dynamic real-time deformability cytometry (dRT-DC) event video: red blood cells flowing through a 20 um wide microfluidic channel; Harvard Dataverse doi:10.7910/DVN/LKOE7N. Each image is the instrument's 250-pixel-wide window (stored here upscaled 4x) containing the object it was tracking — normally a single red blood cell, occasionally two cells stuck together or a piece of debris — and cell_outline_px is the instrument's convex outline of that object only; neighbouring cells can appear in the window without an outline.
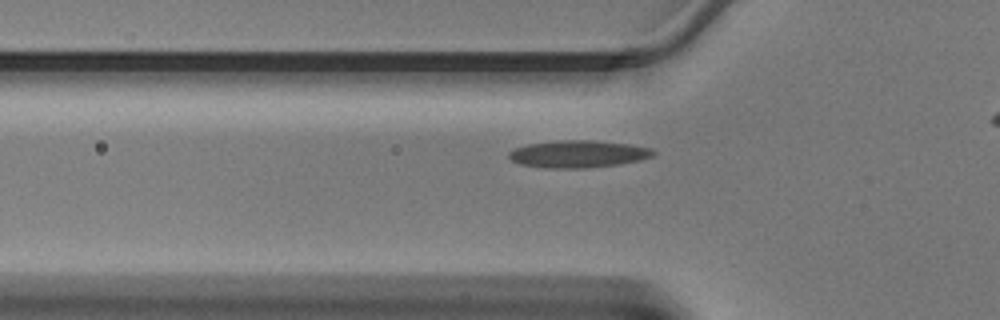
{"species": "Egyptian fruit bat (a non-hibernating species)", "species_latin": "Rousettus aegyptiacus", "temperature_condition": "warm", "stored_images_in_passage": 33, "camera_frame_rate_fps": 3000, "um_per_image_px": 0.085, "animal": {"sex": "male"}, "frame": {"image": 1, "passage_image": 10, "time_ms": 3.0, "image_size_px": [1000, 320], "cell_outline_px": [[656, 152], [652, 156], [640, 160], [620, 164], [584, 168], [552, 168], [520, 164], [512, 160], [508, 156], [508, 152], [516, 148], [528, 144], [560, 140], [592, 140], [628, 144], [652, 148]], "centroid_in_image_um": [49.17, 13.08], "position_along_channel_um": 76.6, "area_um2": 22.77}}
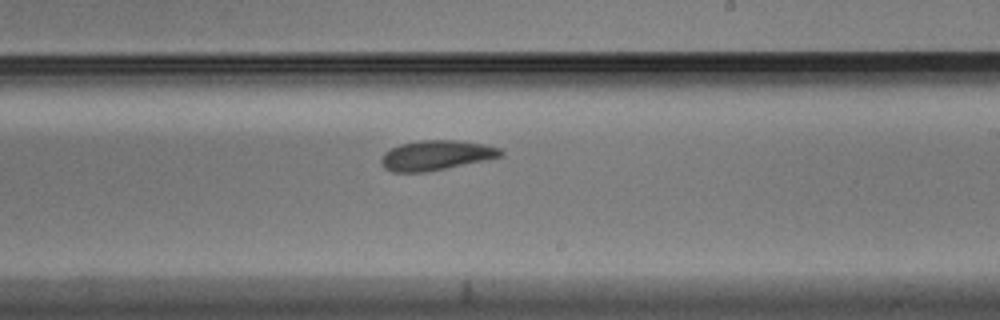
{"frame": {"image": 2, "passage_image": 22, "time_ms": 7.0, "image_size_px": [1000, 320], "cell_outline_px": [[504, 156], [424, 172], [392, 172], [384, 168], [380, 160], [384, 152], [400, 144], [420, 140], [456, 140], [484, 144], [500, 148], [504, 152]], "centroid_in_image_um": [37.06, 13.19], "position_along_channel_um": 251.9, "area_um2": 20.63}}
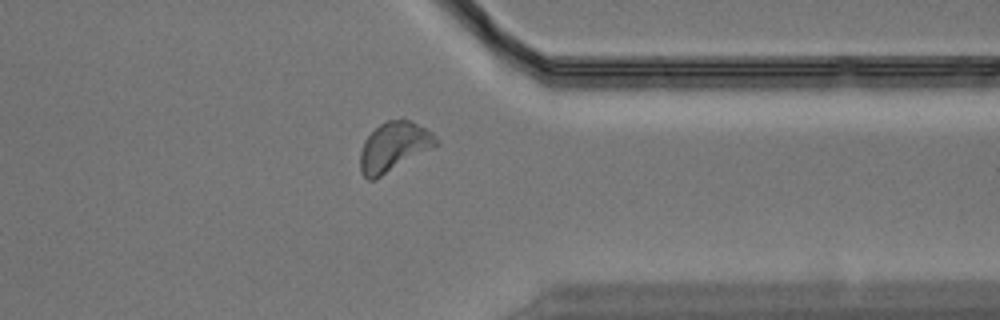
{"frame": {"image": 3, "passage_image": 31, "time_ms": 10.0, "image_size_px": [1000, 320], "cell_outline_px": [[436, 144], [380, 176], [372, 180], [368, 180], [360, 172], [360, 152], [364, 140], [380, 124], [388, 120], [408, 120], [432, 132], [436, 140]], "centroid_in_image_um": [33.39, 12.47], "position_along_channel_um": 378.0, "area_um2": 20.75}}